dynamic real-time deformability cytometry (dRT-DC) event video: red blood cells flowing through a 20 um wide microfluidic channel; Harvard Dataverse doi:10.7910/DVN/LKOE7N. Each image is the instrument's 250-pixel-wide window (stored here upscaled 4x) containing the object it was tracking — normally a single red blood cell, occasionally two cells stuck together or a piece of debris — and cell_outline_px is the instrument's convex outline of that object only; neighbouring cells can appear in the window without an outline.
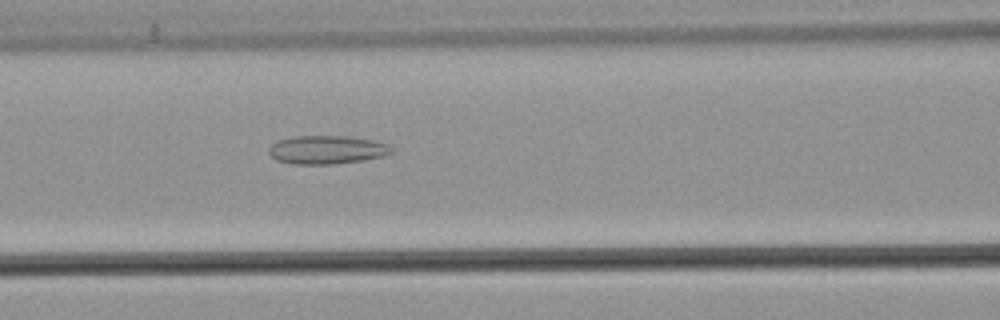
{"species": "common noctule bat (a hibernating species)", "species_latin": "Nyctalus noctula", "temperature_condition": "warm", "stored_images_in_passage": 37, "camera_frame_rate_fps": 3000, "um_per_image_px": 0.085, "animal": {"sex": "male", "body_mass_g": 21.5, "forearm_length_mm": 52.0}, "frame": {"image": 1, "passage_image": 7, "time_ms": 2.0, "image_size_px": [1000, 320], "cell_outline_px": [[392, 152], [384, 156], [364, 160], [336, 164], [292, 164], [276, 160], [268, 152], [268, 148], [276, 140], [292, 136], [348, 136], [372, 140], [388, 144], [392, 148]], "centroid_in_image_um": [27.76, 12.73], "position_along_channel_um": 138.8, "area_um2": 20.52}}
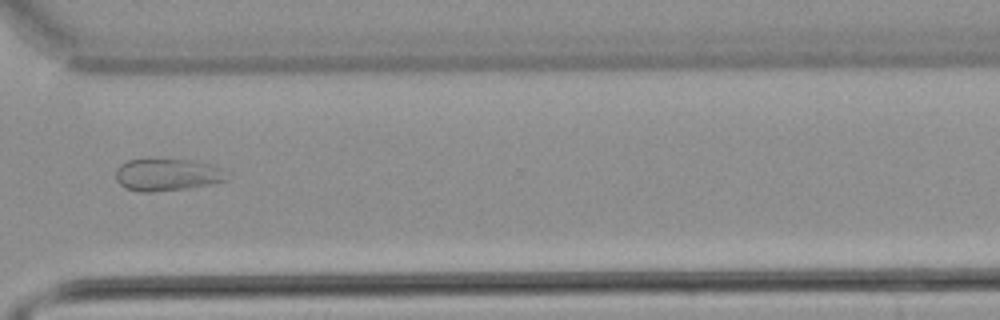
{"frame": {"image": 2, "passage_image": 24, "time_ms": 7.667, "image_size_px": [1000, 320], "cell_outline_px": [[228, 180], [188, 188], [148, 192], [140, 192], [124, 188], [116, 180], [116, 168], [120, 164], [128, 160], [148, 156], [160, 156], [192, 160], [224, 168]], "centroid_in_image_um": [14.16, 14.79], "position_along_channel_um": 356.4, "area_um2": 21.79}}
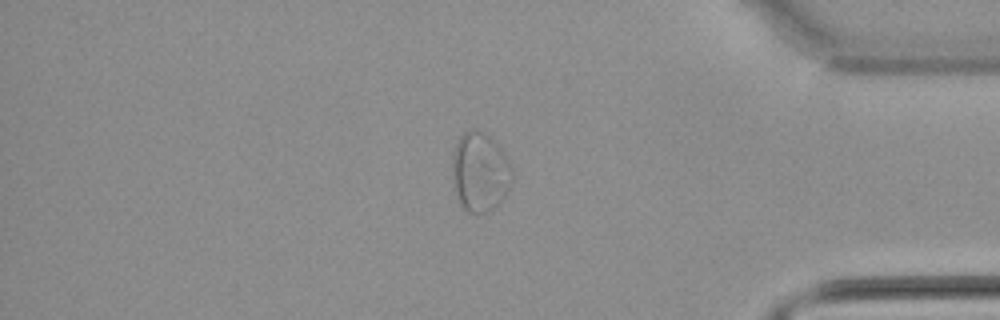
{"frame": {"image": 3, "passage_image": 29, "time_ms": 9.333, "image_size_px": [1000, 320], "cell_outline_px": [[512, 180], [508, 192], [488, 212], [468, 212], [460, 204], [456, 192], [452, 176], [452, 152], [456, 140], [464, 132], [472, 128], [476, 128], [484, 132], [504, 152], [512, 164]], "centroid_in_image_um": [40.79, 14.57], "position_along_channel_um": 394.4, "area_um2": 27.8}, "authors_computed_cell_mechanics": {"area_um2": 21.2126, "velocity_mm_per_s": 3.8367, "shape_relaxation_time_tau1_ms": null, "shape_relaxation_time_tau2_ms": 2.1121, "deformation_change_tau1": null, "deformation_change_tau2": 0.0806}}